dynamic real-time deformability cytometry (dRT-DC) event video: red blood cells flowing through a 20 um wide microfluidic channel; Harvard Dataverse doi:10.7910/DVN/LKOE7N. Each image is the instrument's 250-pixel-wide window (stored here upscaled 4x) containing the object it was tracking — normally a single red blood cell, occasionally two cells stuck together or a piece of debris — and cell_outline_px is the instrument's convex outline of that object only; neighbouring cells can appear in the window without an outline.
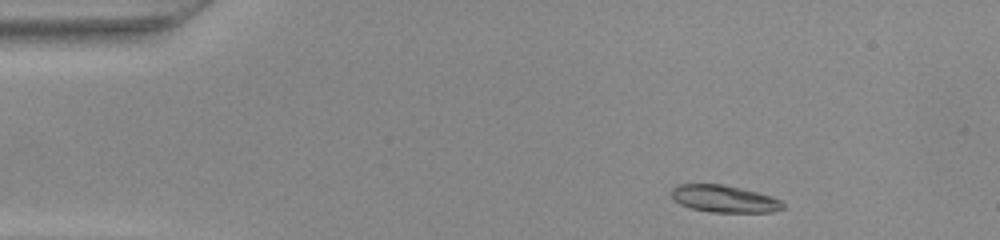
{"species": "common noctule bat (a hibernating species)", "species_latin": "Nyctalus noctula", "temperature_condition": "warm", "stored_images_in_passage": 43, "camera_frame_rate_fps": 3000, "um_per_image_px": 0.085, "animal": {"sex": "female", "body_mass_g": 22.0, "forearm_length_mm": 56.7}, "frame": {"image": 1, "passage_image": 2, "time_ms": 0.333, "image_size_px": [1000, 240], "cell_outline_px": [[784, 208], [772, 212], [712, 212], [692, 208], [680, 204], [672, 196], [672, 188], [676, 184], [724, 184], [772, 196], [780, 200], [784, 204]], "centroid_in_image_um": [61.57, 16.89], "position_along_channel_um": 23.4, "area_um2": 17.51}}
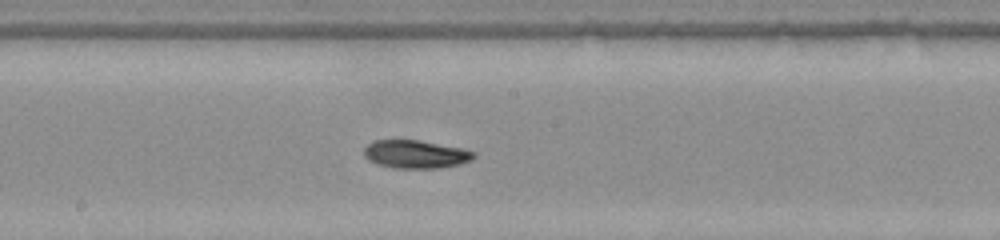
{"frame": {"image": 2, "passage_image": 21, "time_ms": 6.667, "image_size_px": [1000, 240], "cell_outline_px": [[476, 156], [472, 160], [460, 164], [440, 168], [392, 168], [376, 164], [368, 160], [364, 156], [364, 148], [368, 144], [376, 140], [420, 140], [464, 148], [476, 152]], "centroid_in_image_um": [35.36, 13.11], "position_along_channel_um": 212.8, "area_um2": 18.26}}
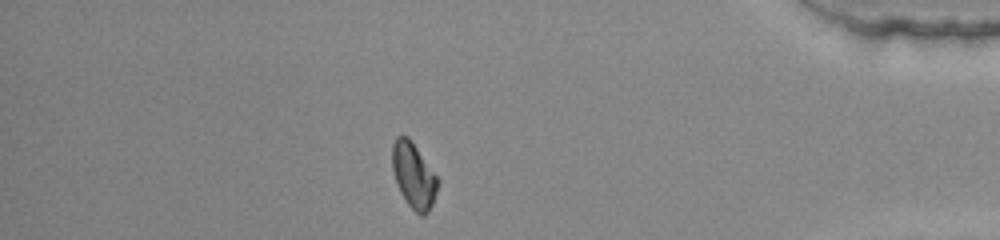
{"frame": {"image": 3, "passage_image": 37, "time_ms": 12.0, "image_size_px": [1000, 240], "cell_outline_px": [[440, 180], [432, 204], [428, 212], [424, 216], [420, 216], [408, 204], [400, 192], [396, 184], [392, 168], [392, 144], [396, 136], [408, 136], [412, 140]], "centroid_in_image_um": [35.16, 14.9], "position_along_channel_um": 400.0, "area_um2": 17.51}}